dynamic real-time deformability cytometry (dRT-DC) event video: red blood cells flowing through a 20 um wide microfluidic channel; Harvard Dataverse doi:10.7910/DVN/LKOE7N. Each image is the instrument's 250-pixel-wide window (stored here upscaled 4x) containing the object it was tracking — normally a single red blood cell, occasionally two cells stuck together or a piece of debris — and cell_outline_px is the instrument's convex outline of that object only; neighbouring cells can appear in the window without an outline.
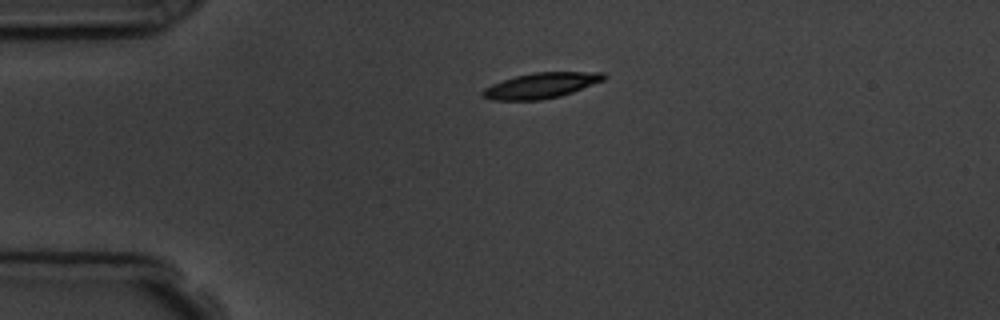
{"species": "common noctule bat (a hibernating species)", "species_latin": "Nyctalus noctula", "temperature_condition": "room temperature", "stored_images_in_passage": 4, "camera_frame_rate_fps": 3000, "um_per_image_px": 0.085, "animal": {"sex": "male", "body_mass_g": 19.5, "forearm_length_mm": 54.6}, "frame": {"image": 1, "passage_image": 4, "time_ms": 4.333, "image_size_px": [1000, 320], "cell_outline_px": [[608, 76], [604, 80], [572, 92], [560, 96], [540, 100], [492, 100], [480, 96], [480, 92], [484, 88], [492, 84], [516, 76], [532, 72], [604, 72]], "centroid_in_image_um": [45.98, 7.27], "position_along_channel_um": 39.0, "area_um2": 18.03}}